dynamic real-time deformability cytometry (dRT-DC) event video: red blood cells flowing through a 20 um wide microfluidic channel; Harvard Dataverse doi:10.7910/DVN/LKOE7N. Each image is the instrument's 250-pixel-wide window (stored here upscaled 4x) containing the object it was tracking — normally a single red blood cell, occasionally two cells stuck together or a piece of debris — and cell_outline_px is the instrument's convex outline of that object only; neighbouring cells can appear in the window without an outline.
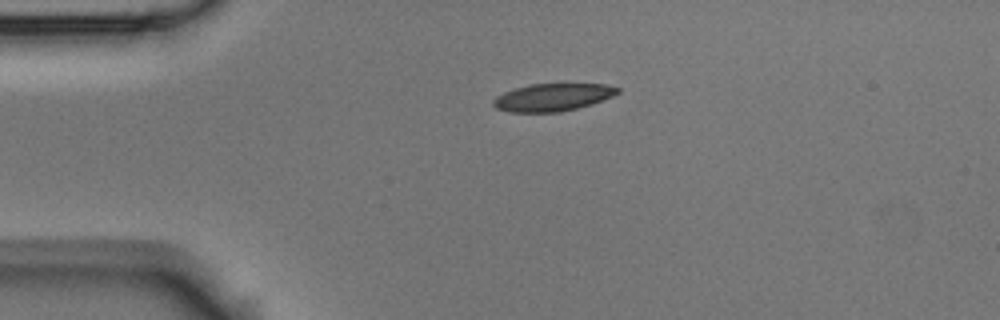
{"species": "Egyptian fruit bat (a non-hibernating species)", "species_latin": "Rousettus aegyptiacus", "temperature_condition": "room temperature", "stored_images_in_passage": 2, "camera_frame_rate_fps": 3000, "um_per_image_px": 0.085, "animal": {"sex": "male"}, "frame": {"image": 1, "passage_image": 1, "time_ms": 0.0, "image_size_px": [1000, 320], "cell_outline_px": [[620, 92], [612, 96], [576, 108], [560, 112], [512, 112], [496, 108], [492, 104], [492, 100], [496, 96], [504, 92], [528, 84], [564, 80], [604, 84], [620, 88]], "centroid_in_image_um": [46.99, 8.2], "position_along_channel_um": 38.0, "area_um2": 20.81}}